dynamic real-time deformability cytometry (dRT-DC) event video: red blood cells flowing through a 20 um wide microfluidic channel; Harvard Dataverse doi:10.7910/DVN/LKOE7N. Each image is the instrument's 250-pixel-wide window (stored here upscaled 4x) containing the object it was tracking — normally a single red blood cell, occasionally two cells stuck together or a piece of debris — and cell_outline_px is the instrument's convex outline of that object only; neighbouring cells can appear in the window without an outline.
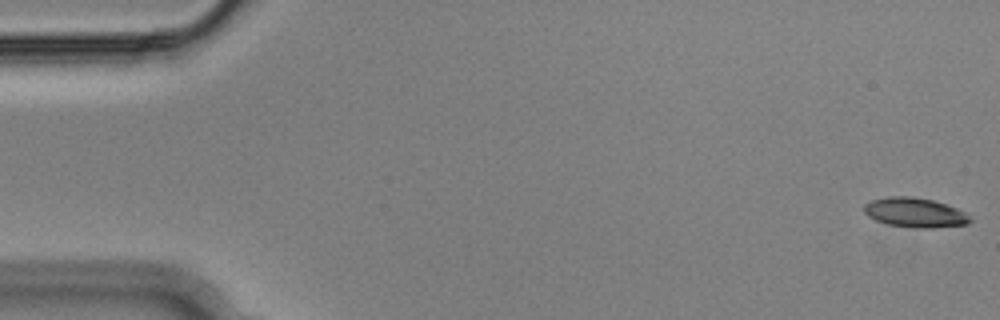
{"species": "Egyptian fruit bat (a non-hibernating species)", "species_latin": "Rousettus aegyptiacus", "temperature_condition": "cold", "stored_images_in_passage": 55, "segment_of_instrument_passage": [1, 2], "camera_frame_rate_fps": 3000, "um_per_image_px": 0.085, "animal": {"sex": "male"}, "frame": {"image": 1, "passage_image": 1, "time_ms": 0.0, "image_size_px": [1000, 320], "cell_outline_px": [[972, 220], [968, 224], [932, 228], [912, 228], [888, 224], [876, 220], [868, 216], [864, 212], [864, 204], [872, 200], [888, 196], [912, 196], [932, 200], [956, 208], [964, 212]], "centroid_in_image_um": [77.75, 18.07], "position_along_channel_um": 7.3, "area_um2": 18.21}}
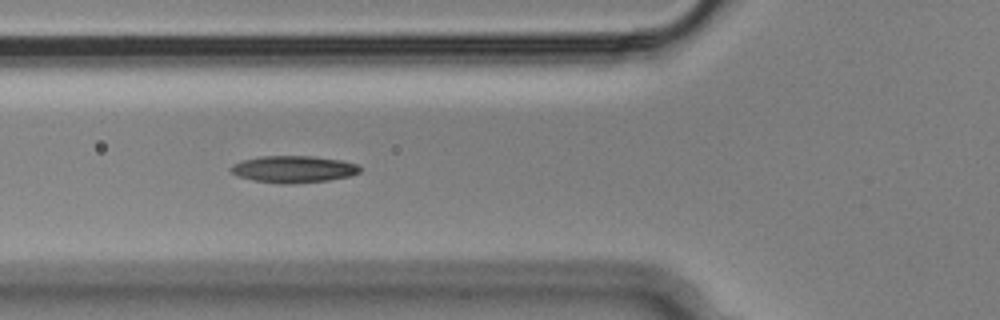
{"frame": {"image": 2, "passage_image": 20, "time_ms": 6.333, "image_size_px": [1000, 320], "cell_outline_px": [[360, 172], [352, 176], [328, 180], [292, 184], [280, 184], [252, 180], [236, 176], [228, 168], [232, 164], [244, 160], [260, 156], [312, 156], [340, 160], [356, 164], [360, 168]], "centroid_in_image_um": [24.91, 14.39], "position_along_channel_um": 100.9, "area_um2": 20.35}}
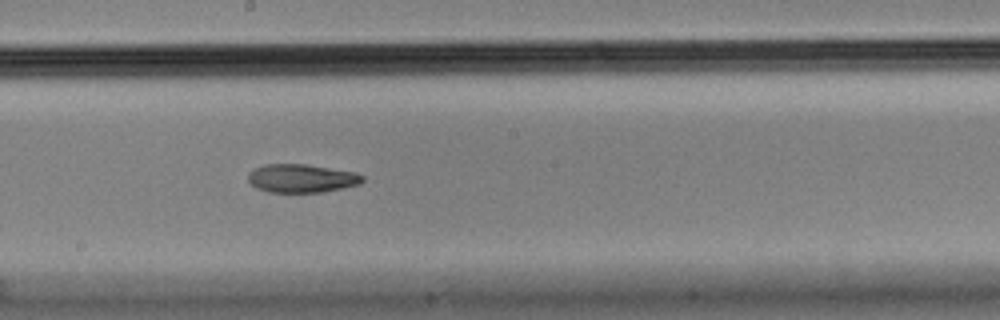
{"frame": {"image": 3, "passage_image": 30, "time_ms": 9.667, "image_size_px": [1000, 320], "cell_outline_px": [[364, 180], [360, 184], [344, 188], [324, 192], [268, 192], [256, 188], [248, 180], [248, 172], [264, 164], [304, 164], [356, 172], [364, 176]], "centroid_in_image_um": [25.65, 15.16], "position_along_channel_um": 222.6, "area_um2": 19.02}}